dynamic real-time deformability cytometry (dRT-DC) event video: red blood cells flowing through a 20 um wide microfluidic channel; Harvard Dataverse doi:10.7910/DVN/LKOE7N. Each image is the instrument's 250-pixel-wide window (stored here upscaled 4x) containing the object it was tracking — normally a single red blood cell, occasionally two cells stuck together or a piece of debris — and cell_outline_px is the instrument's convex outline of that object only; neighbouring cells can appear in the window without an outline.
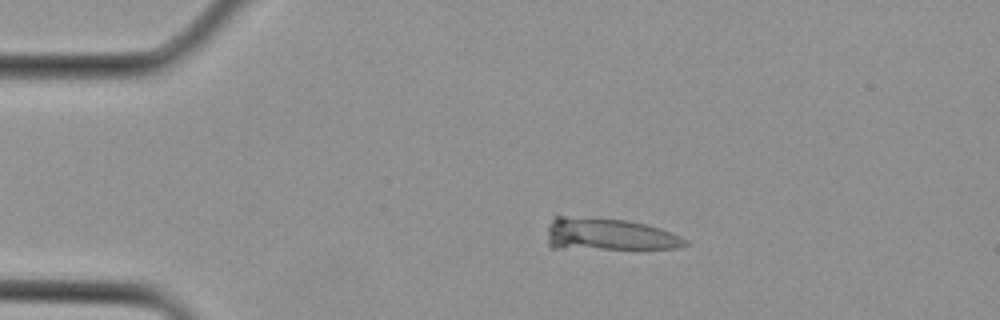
{"species": "Egyptian fruit bat (a non-hibernating species)", "species_latin": "Rousettus aegyptiacus", "temperature_condition": "cold", "stored_images_in_passage": 3, "camera_frame_rate_fps": 3000, "um_per_image_px": 0.085, "animal": {"sex": "female"}, "frame": {"image": 1, "passage_image": 2, "time_ms": 0.333, "image_size_px": [1000, 320], "cell_outline_px": [[688, 244], [676, 248], [548, 248], [548, 228], [556, 212], [628, 220], [648, 224], [660, 228], [680, 236], [688, 240]], "centroid_in_image_um": [51.65, 19.86], "position_along_channel_um": 33.4, "area_um2": 26.65}}